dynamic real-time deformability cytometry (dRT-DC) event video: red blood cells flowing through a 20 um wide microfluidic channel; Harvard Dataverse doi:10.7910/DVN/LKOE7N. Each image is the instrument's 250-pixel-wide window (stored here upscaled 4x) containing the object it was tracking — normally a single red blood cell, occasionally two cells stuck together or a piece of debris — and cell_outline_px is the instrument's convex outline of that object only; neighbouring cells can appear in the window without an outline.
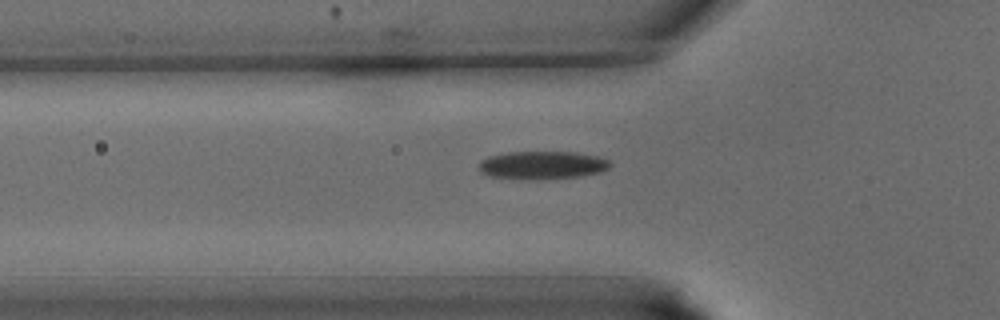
{"species": "common noctule bat (a hibernating species)", "species_latin": "Nyctalus noctula", "temperature_condition": "warm", "stored_images_in_passage": 27, "camera_frame_rate_fps": 3000, "um_per_image_px": 0.085, "animal": {"sex": "male", "body_mass_g": 15.6}, "frame": {"image": 1, "passage_image": 3, "time_ms": 0.667, "image_size_px": [1000, 320], "cell_outline_px": [[612, 164], [608, 168], [600, 172], [580, 176], [492, 176], [480, 172], [480, 160], [488, 156], [508, 152], [576, 152], [596, 156], [608, 160]], "centroid_in_image_um": [46.13, 13.96], "position_along_channel_um": 79.7, "area_um2": 20.06}}
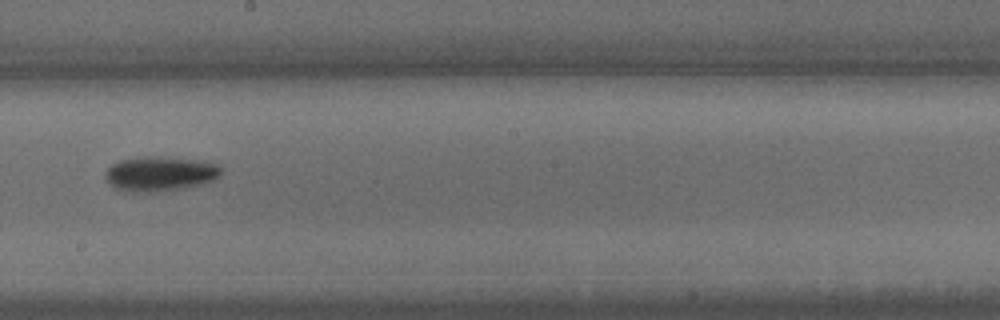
{"frame": {"image": 2, "passage_image": 12, "time_ms": 3.667, "image_size_px": [1000, 320], "cell_outline_px": [[224, 172], [220, 176], [204, 184], [184, 188], [156, 192], [132, 192], [116, 188], [104, 176], [108, 168], [112, 164], [120, 160], [144, 156], [160, 156], [200, 160], [216, 164], [224, 168]], "centroid_in_image_um": [13.66, 14.76], "position_along_channel_um": 234.5, "area_um2": 23.64}}
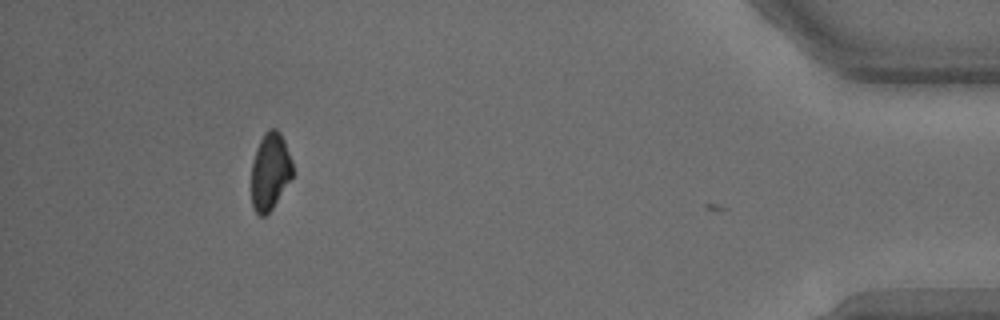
{"frame": {"image": 3, "passage_image": 26, "time_ms": 8.333, "image_size_px": [1000, 320], "cell_outline_px": [[292, 176], [272, 208], [264, 216], [260, 216], [252, 208], [252, 160], [256, 148], [264, 132], [268, 128], [276, 128], [280, 132], [284, 140], [292, 160]], "centroid_in_image_um": [22.94, 14.53], "position_along_channel_um": 412.3, "area_um2": 18.44}}